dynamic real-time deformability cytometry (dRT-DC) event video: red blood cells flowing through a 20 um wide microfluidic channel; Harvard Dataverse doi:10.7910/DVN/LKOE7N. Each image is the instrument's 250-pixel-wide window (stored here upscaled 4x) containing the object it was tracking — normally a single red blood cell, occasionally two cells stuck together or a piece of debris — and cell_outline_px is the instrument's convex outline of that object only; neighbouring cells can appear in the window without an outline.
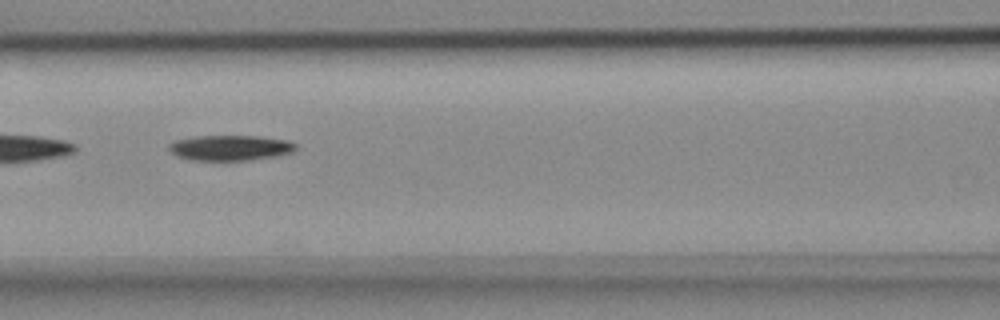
{"species": "common noctule bat (a hibernating species)", "species_latin": "Nyctalus noctula", "temperature_condition": "cold", "stored_images_in_passage": 50, "segment_of_instrument_passage": [2, 2], "camera_frame_rate_fps": 3000, "um_per_image_px": 0.085, "animal": {"sex": "female", "body_mass_g": 18.4}, "frame": {"image": 1, "passage_image": 22, "time_ms": 7.0, "image_size_px": [1000, 320], "cell_outline_px": [[296, 148], [292, 152], [252, 160], [192, 160], [176, 156], [168, 148], [168, 144], [176, 140], [196, 136], [260, 136], [284, 140], [296, 144]], "centroid_in_image_um": [19.52, 12.56], "position_along_channel_um": 147.1, "area_um2": 18.55}}
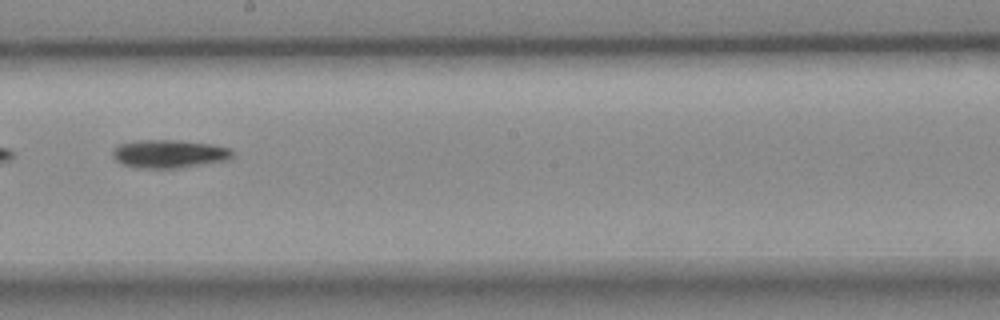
{"frame": {"image": 2, "passage_image": 29, "time_ms": 9.333, "image_size_px": [1000, 320], "cell_outline_px": [[232, 156], [228, 160], [176, 168], [136, 168], [124, 164], [116, 160], [112, 156], [112, 152], [120, 144], [136, 140], [176, 140], [212, 144], [232, 148]], "centroid_in_image_um": [14.38, 13.07], "position_along_channel_um": 233.8, "area_um2": 19.59}}
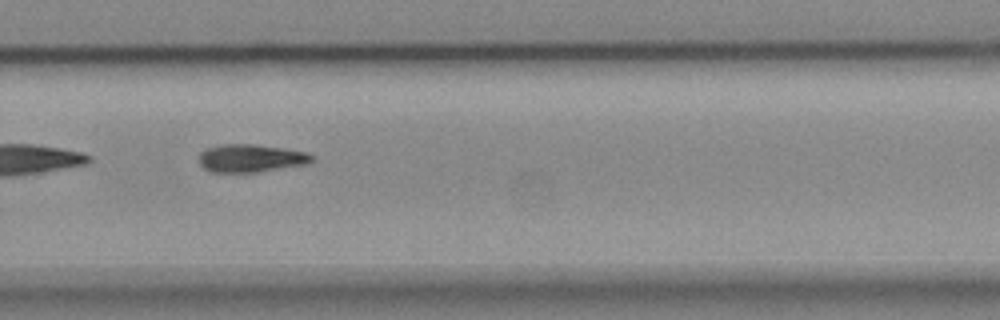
{"frame": {"image": 3, "passage_image": 35, "time_ms": 11.333, "image_size_px": [1000, 320], "cell_outline_px": [[316, 160], [308, 164], [260, 172], [212, 172], [204, 168], [200, 164], [200, 152], [204, 148], [220, 144], [256, 144], [284, 148], [308, 152], [316, 156]], "centroid_in_image_um": [21.38, 13.44], "position_along_channel_um": 308.4, "area_um2": 18.79}}